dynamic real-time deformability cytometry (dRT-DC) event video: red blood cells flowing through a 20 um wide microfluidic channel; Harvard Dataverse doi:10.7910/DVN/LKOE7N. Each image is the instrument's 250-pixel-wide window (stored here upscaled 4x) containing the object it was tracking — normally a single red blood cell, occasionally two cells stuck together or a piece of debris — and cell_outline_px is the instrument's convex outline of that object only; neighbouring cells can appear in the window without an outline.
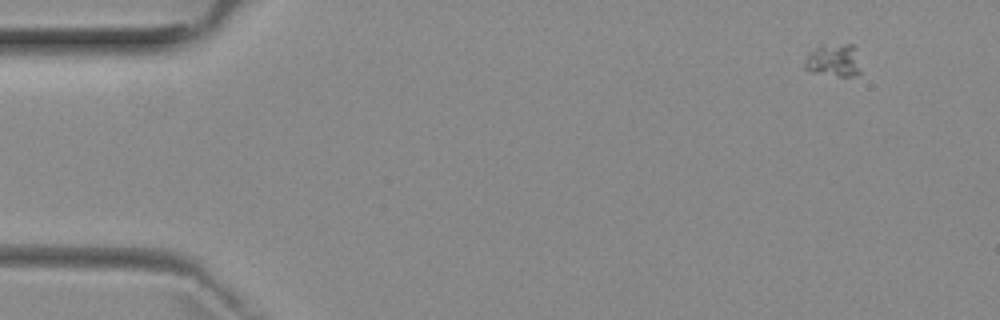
{"species": "common noctule bat (a hibernating species)", "species_latin": "Nyctalus noctula", "temperature_condition": "room temperature", "stored_images_in_passage": 5, "camera_frame_rate_fps": 3000, "um_per_image_px": 0.085, "animal": {"sex": "female", "body_mass_g": 29.2, "forearm_length_mm": 56.3}, "frame": {"image": 1, "passage_image": 2, "time_ms": 1.0, "image_size_px": [1000, 320], "cell_outline_px": [[860, 72], [852, 76], [836, 76], [812, 72], [804, 68], [804, 64], [808, 52], [816, 44], [852, 44], [860, 68]], "centroid_in_image_um": [70.78, 5.11], "position_along_channel_um": 14.2, "area_um2": 10.81}}
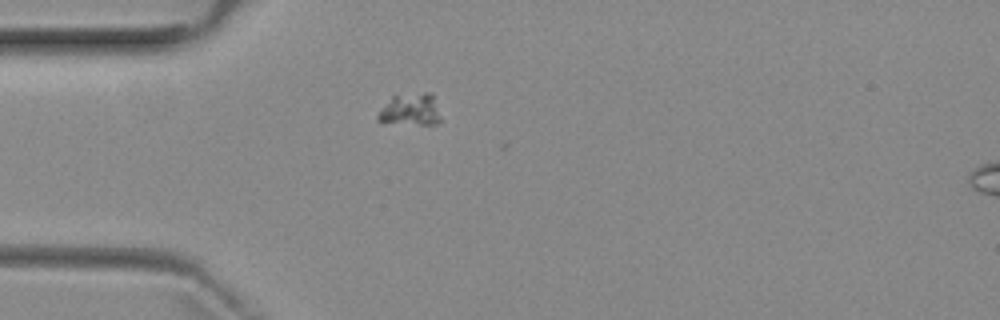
{"frame": {"image": 2, "passage_image": 5, "time_ms": 4.667, "image_size_px": [1000, 320], "cell_outline_px": [[440, 120], [436, 124], [380, 124], [376, 120], [376, 116], [392, 96], [424, 92], [432, 92]], "centroid_in_image_um": [34.83, 9.35], "position_along_channel_um": 50.2, "area_um2": 11.79}}